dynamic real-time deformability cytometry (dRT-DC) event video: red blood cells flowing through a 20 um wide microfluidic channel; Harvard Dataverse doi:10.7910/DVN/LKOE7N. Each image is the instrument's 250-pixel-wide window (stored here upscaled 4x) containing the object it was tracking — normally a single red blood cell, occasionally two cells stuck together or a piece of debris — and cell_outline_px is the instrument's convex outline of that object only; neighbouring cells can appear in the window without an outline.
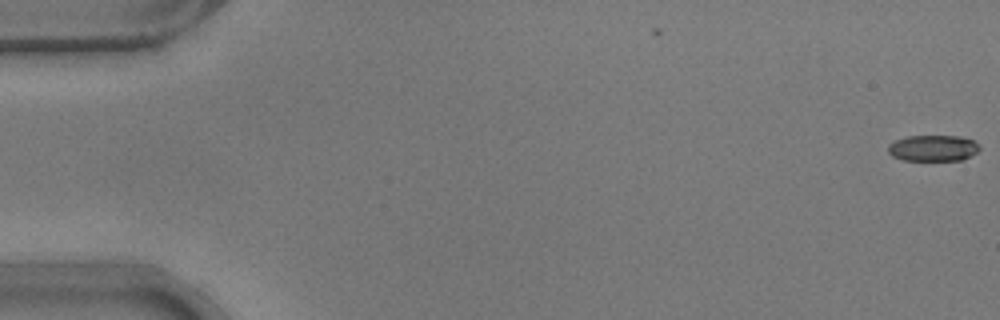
{"species": "common noctule bat (a hibernating species)", "species_latin": "Nyctalus noctula", "temperature_condition": "warm", "stored_images_in_passage": 3, "camera_frame_rate_fps": 3000, "um_per_image_px": 0.085, "animal": {"sex": "male", "body_mass_g": 17.9}, "frame": {"image": 1, "passage_image": 3, "time_ms": 0.667, "image_size_px": [1000, 320], "cell_outline_px": [[980, 148], [976, 152], [960, 160], [904, 160], [892, 156], [888, 152], [888, 144], [896, 140], [908, 136], [956, 136], [972, 140]], "centroid_in_image_um": [79.25, 12.59], "position_along_channel_um": 5.7, "area_um2": 13.64}}